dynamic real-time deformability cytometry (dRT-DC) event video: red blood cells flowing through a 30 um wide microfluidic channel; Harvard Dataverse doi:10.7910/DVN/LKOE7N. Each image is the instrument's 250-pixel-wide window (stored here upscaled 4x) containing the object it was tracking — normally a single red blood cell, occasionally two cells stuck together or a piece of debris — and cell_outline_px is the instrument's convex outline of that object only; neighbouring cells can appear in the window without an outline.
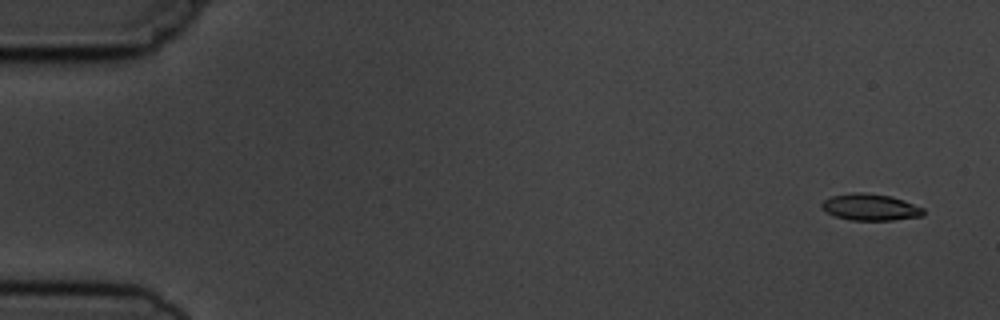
{"species": "common noctule bat (a hibernating species)", "species_latin": "Nyctalus noctula", "temperature_condition": "cold", "stored_images_in_passage": 4, "camera_frame_rate_fps": 3000, "um_per_image_px": 0.085, "animal": {"sex": "male", "body_mass_g": 19.5, "forearm_length_mm": 54.6}, "frame": {"image": 1, "passage_image": 1, "time_ms": 0.0, "image_size_px": [1000, 320], "cell_outline_px": [[924, 216], [892, 220], [848, 220], [836, 216], [820, 208], [820, 204], [824, 200], [832, 196], [852, 192], [864, 192], [892, 196], [904, 200], [924, 208]], "centroid_in_image_um": [73.99, 17.6], "position_along_channel_um": 11.0, "area_um2": 15.9}}
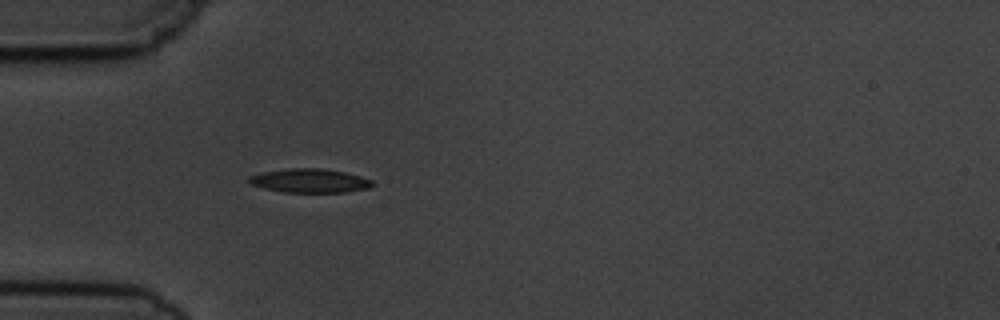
{"frame": {"image": 2, "passage_image": 4, "time_ms": 4.667, "image_size_px": [1000, 320], "cell_outline_px": [[376, 184], [368, 188], [344, 192], [284, 192], [264, 188], [252, 184], [248, 180], [248, 176], [260, 172], [288, 168], [320, 168], [344, 172], [360, 176], [372, 180]], "centroid_in_image_um": [26.32, 15.35], "position_along_channel_um": 58.7, "area_um2": 17.17}}